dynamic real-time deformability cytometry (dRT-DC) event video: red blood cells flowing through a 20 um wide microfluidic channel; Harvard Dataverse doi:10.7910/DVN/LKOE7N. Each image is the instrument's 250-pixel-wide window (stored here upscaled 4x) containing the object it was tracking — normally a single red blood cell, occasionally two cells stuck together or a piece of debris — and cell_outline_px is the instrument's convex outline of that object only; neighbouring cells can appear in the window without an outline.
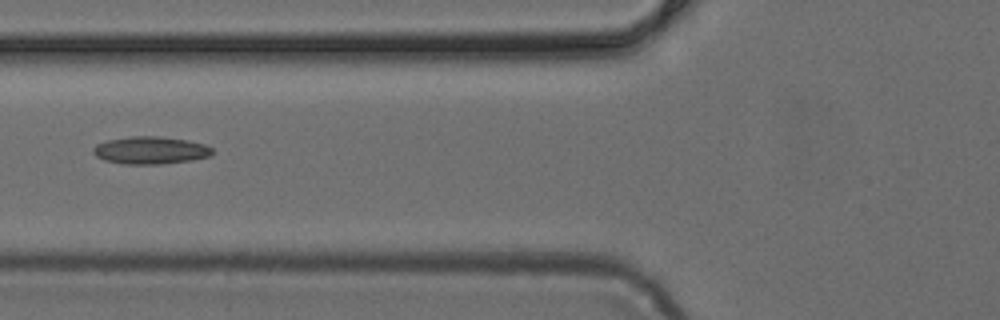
{"species": "common noctule bat (a hibernating species)", "species_latin": "Nyctalus noctula", "temperature_condition": "cold", "stored_images_in_passage": 6, "camera_frame_rate_fps": 3000, "um_per_image_px": 0.085, "animal": {"sex": "female", "body_mass_g": 24.6, "forearm_length_mm": 56.2}, "frame": {"image": 1, "passage_image": 5, "time_ms": 1.333, "image_size_px": [1000, 320], "cell_outline_px": [[212, 156], [192, 160], [160, 164], [124, 164], [104, 160], [96, 156], [92, 152], [92, 148], [96, 144], [108, 140], [128, 136], [160, 136], [188, 140], [204, 144], [212, 148]], "centroid_in_image_um": [12.78, 12.77], "position_along_channel_um": 113.0, "area_um2": 19.25}}
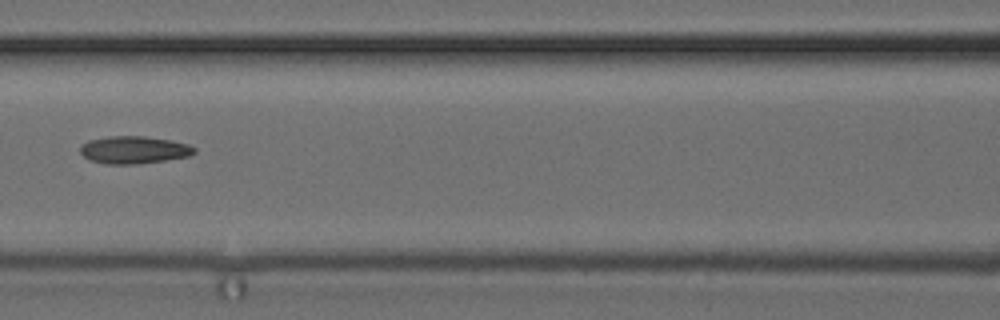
{"frame": {"image": 2, "passage_image": 6, "time_ms": 1.667, "image_size_px": [1000, 320], "cell_outline_px": [[196, 152], [192, 156], [136, 164], [104, 164], [88, 160], [80, 152], [80, 144], [88, 140], [112, 136], [144, 136], [172, 140], [188, 144], [196, 148]], "centroid_in_image_um": [11.38, 12.74], "position_along_channel_um": 155.2, "area_um2": 18.5}}